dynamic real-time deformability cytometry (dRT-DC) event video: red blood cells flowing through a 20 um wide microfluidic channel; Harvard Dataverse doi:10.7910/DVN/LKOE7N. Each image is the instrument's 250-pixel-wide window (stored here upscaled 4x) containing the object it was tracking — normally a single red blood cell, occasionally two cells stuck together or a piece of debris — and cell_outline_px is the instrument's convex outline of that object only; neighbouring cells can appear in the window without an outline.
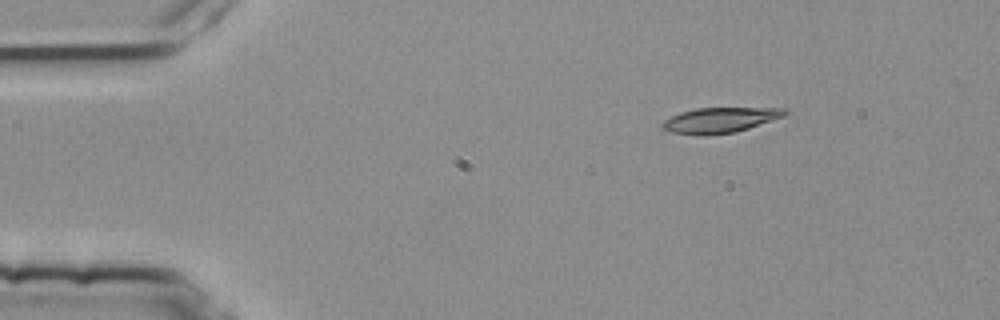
{"species": "common noctule bat (a hibernating species)", "species_latin": "Nyctalus noctula", "temperature_condition": "room temperature", "stored_images_in_passage": 5, "segment_of_instrument_passage": [1, 2], "camera_frame_rate_fps": 3000, "um_per_image_px": 0.085, "animal": {"sex": "female", "body_mass_g": 25.1}, "frame": {"image": 1, "passage_image": 2, "time_ms": 0.333, "image_size_px": [1000, 320], "cell_outline_px": [[788, 112], [784, 116], [736, 132], [672, 132], [660, 128], [660, 124], [664, 120], [680, 112], [696, 108], [788, 108]], "centroid_in_image_um": [61.24, 10.15], "position_along_channel_um": 23.8, "area_um2": 17.17}}